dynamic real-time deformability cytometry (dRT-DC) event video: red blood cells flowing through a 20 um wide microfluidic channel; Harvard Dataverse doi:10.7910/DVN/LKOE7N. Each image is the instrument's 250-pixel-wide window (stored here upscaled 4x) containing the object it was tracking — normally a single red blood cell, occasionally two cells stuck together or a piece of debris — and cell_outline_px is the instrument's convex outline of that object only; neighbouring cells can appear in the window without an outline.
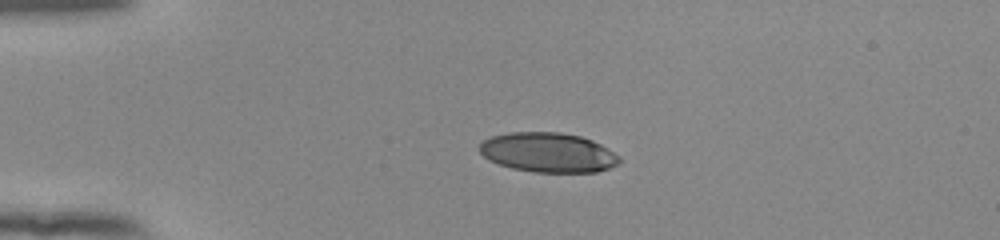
{"species": "human", "species_latin": "Homo sapiens", "temperature_condition": "room temperature", "stored_images_in_passage": 41, "camera_frame_rate_fps": 3000, "um_per_image_px": 0.085, "donor": {"sex": "female"}, "frame": {"image": 1, "passage_image": 1, "time_ms": 0.0, "image_size_px": [1000, 240], "cell_outline_px": [[620, 164], [596, 172], [536, 172], [512, 168], [488, 160], [480, 152], [480, 144], [484, 140], [492, 136], [508, 132], [560, 132], [580, 136], [592, 140], [608, 148], [620, 156]], "centroid_in_image_um": [46.61, 12.96], "position_along_channel_um": 38.4, "area_um2": 32.31}}
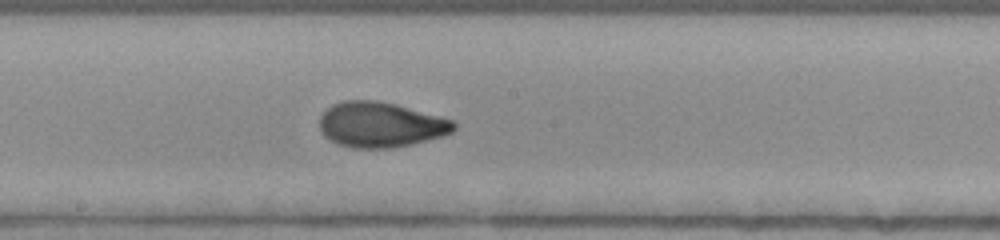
{"frame": {"image": 2, "passage_image": 18, "time_ms": 5.667, "image_size_px": [1000, 240], "cell_outline_px": [[456, 128], [452, 132], [444, 136], [412, 144], [388, 148], [352, 148], [336, 144], [324, 136], [320, 128], [320, 116], [332, 104], [344, 100], [376, 100], [396, 104], [452, 120], [456, 124]], "centroid_in_image_um": [32.34, 10.6], "position_along_channel_um": 215.9, "area_um2": 35.43}}
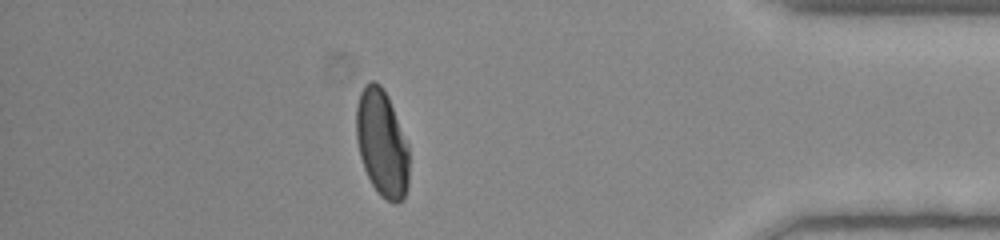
{"frame": {"image": 3, "passage_image": 35, "time_ms": 11.333, "image_size_px": [1000, 240], "cell_outline_px": [[408, 184], [404, 196], [396, 204], [380, 196], [372, 184], [364, 168], [360, 156], [356, 140], [356, 104], [360, 92], [364, 84], [368, 80], [376, 80], [380, 84], [388, 96], [408, 144]], "centroid_in_image_um": [32.44, 12.12], "position_along_channel_um": 402.8, "area_um2": 33.0}, "authors_computed_cell_mechanics": {"area_um2": 34.3332, "velocity_mm_per_s": 3.9077, "shape_relaxation_time_tau1_ms": 6.4194, "shape_relaxation_time_tau2_ms": 0.8893, "deformation_change_tau1": 0.203, "deformation_change_tau2": 0.0574}}